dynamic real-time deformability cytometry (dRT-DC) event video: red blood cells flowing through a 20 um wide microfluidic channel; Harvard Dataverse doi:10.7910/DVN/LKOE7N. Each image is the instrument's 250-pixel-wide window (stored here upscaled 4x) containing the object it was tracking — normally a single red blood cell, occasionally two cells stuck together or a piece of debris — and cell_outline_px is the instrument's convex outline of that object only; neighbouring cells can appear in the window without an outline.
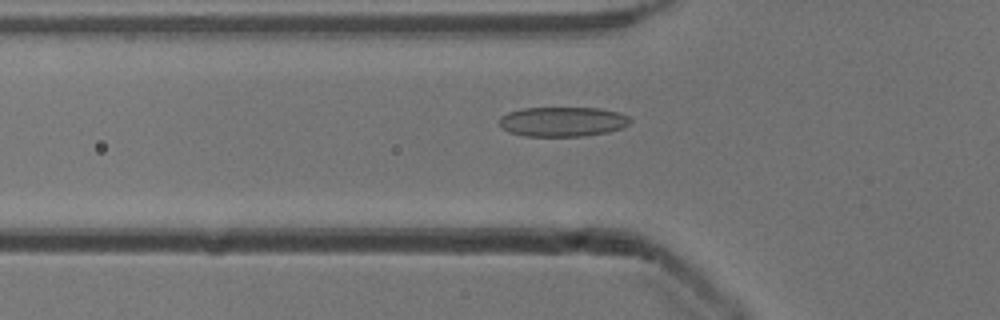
{"species": "common noctule bat (a hibernating species)", "species_latin": "Nyctalus noctula", "temperature_condition": "cold", "stored_images_in_passage": 53, "camera_frame_rate_fps": 3000, "um_per_image_px": 0.085, "animal": {"sex": "male", "body_mass_g": 13.3}, "frame": {"image": 1, "passage_image": 18, "time_ms": 5.667, "image_size_px": [1000, 320], "cell_outline_px": [[632, 120], [628, 124], [620, 128], [608, 132], [584, 136], [524, 136], [508, 132], [500, 128], [500, 116], [508, 112], [524, 108], [600, 108], [620, 112], [628, 116]], "centroid_in_image_um": [47.81, 10.34], "position_along_channel_um": 78.0, "area_um2": 22.77}}
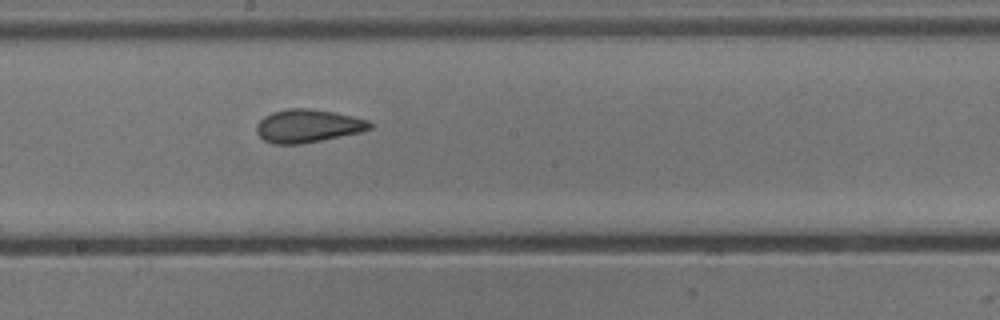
{"frame": {"image": 2, "passage_image": 29, "time_ms": 9.333, "image_size_px": [1000, 320], "cell_outline_px": [[372, 128], [360, 132], [304, 144], [272, 144], [264, 140], [256, 132], [256, 124], [264, 116], [272, 112], [288, 108], [308, 108], [336, 112], [368, 120], [372, 124]], "centroid_in_image_um": [26.15, 10.7], "position_along_channel_um": 222.0, "area_um2": 22.02}}
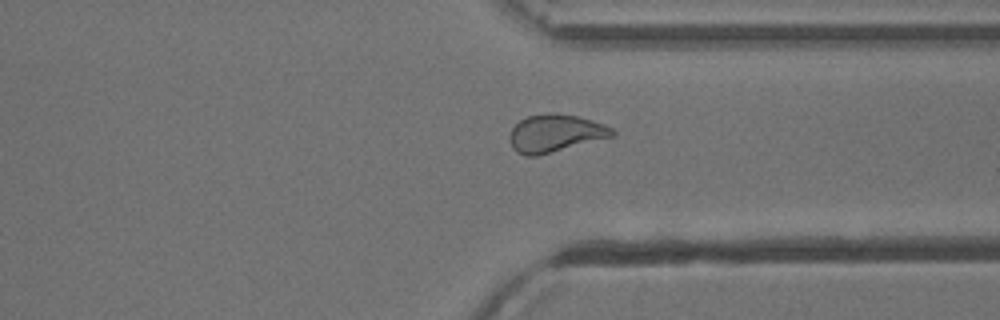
{"frame": {"image": 3, "passage_image": 40, "time_ms": 13.0, "image_size_px": [1000, 320], "cell_outline_px": [[616, 136], [536, 156], [524, 156], [516, 152], [512, 148], [508, 136], [512, 128], [520, 120], [528, 116], [548, 112], [556, 112], [580, 116], [604, 124], [612, 128], [616, 132]], "centroid_in_image_um": [47.2, 11.32], "position_along_channel_um": 364.2, "area_um2": 22.89}, "authors_computed_cell_mechanics": {"area_um2": 22.9466, "velocity_mm_per_s": 3.8888, "shape_relaxation_time_tau1_ms": 5.4973, "shape_relaxation_time_tau2_ms": 1.5271, "deformation_change_tau1": 0.1408, "deformation_change_tau2": 0.0782}}